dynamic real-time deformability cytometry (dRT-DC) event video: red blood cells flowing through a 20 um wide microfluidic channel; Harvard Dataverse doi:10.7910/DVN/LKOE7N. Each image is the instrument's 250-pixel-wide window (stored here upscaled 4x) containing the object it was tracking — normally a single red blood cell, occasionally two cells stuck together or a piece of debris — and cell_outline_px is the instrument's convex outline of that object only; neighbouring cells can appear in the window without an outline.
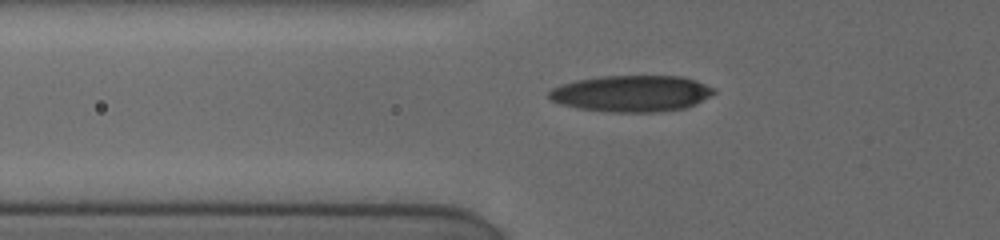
{"species": "human", "species_latin": "Homo sapiens", "temperature_condition": "cold", "stored_images_in_passage": 26, "camera_frame_rate_fps": 3000, "um_per_image_px": 0.085, "donor": {"sex": "female"}, "frame": {"image": 1, "passage_image": 3, "time_ms": 1.0, "image_size_px": [1000, 240], "cell_outline_px": [[716, 92], [696, 104], [684, 108], [656, 112], [612, 112], [580, 108], [560, 104], [552, 100], [548, 96], [548, 92], [552, 88], [560, 84], [576, 80], [600, 76], [680, 76], [696, 80], [716, 88]], "centroid_in_image_um": [53.69, 7.94], "position_along_channel_um": 72.1, "area_um2": 35.03}}
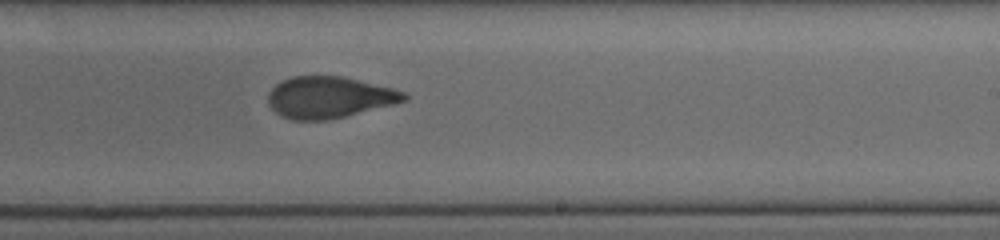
{"frame": {"image": 2, "passage_image": 14, "time_ms": 6.0, "image_size_px": [1000, 240], "cell_outline_px": [[408, 100], [396, 104], [328, 120], [292, 120], [276, 112], [268, 104], [268, 92], [276, 84], [292, 76], [340, 76], [392, 88], [404, 92], [408, 96]], "centroid_in_image_um": [27.99, 8.28], "position_along_channel_um": 261.0, "area_um2": 32.71}}
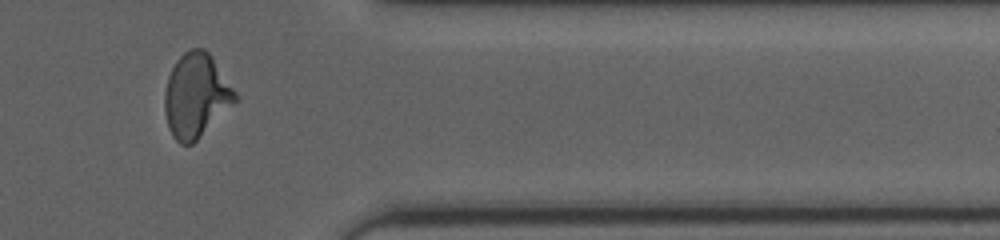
{"frame": {"image": 3, "passage_image": 22, "time_ms": 9.667, "image_size_px": [1000, 240], "cell_outline_px": [[236, 100], [192, 144], [180, 144], [172, 136], [168, 128], [164, 112], [164, 92], [168, 76], [176, 60], [184, 52], [192, 48], [204, 48], [208, 52], [236, 92]], "centroid_in_image_um": [16.61, 8.11], "position_along_channel_um": 394.8, "area_um2": 33.99}}